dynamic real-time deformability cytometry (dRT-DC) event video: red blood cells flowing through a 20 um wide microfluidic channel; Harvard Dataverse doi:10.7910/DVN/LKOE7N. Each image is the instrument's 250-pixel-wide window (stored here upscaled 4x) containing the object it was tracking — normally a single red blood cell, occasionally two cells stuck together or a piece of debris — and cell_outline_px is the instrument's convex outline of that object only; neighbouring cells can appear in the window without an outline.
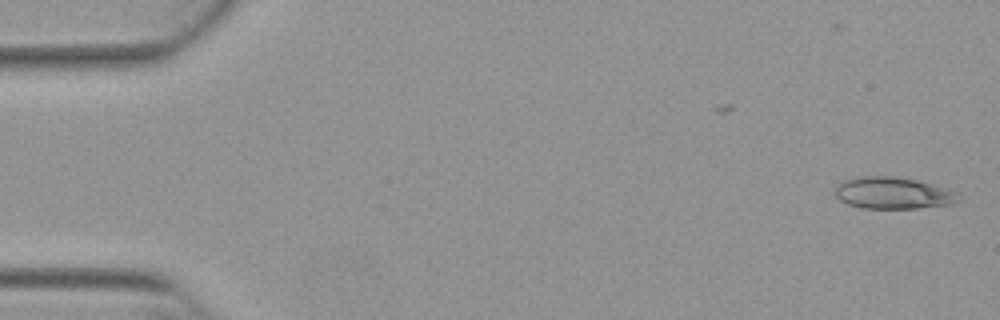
{"species": "Egyptian fruit bat (a non-hibernating species)", "species_latin": "Rousettus aegyptiacus", "temperature_condition": "warm", "stored_images_in_passage": 2, "camera_frame_rate_fps": 3000, "um_per_image_px": 0.085, "animal": {"sex": "female"}, "frame": {"image": 1, "passage_image": 2, "time_ms": 0.333, "image_size_px": [1000, 320], "cell_outline_px": [[964, 200], [948, 204], [920, 208], [860, 208], [848, 204], [840, 200], [836, 196], [836, 188], [844, 180], [856, 176], [896, 176], [916, 180], [956, 192]], "centroid_in_image_um": [75.9, 16.41], "position_along_channel_um": 9.1, "area_um2": 22.72}}